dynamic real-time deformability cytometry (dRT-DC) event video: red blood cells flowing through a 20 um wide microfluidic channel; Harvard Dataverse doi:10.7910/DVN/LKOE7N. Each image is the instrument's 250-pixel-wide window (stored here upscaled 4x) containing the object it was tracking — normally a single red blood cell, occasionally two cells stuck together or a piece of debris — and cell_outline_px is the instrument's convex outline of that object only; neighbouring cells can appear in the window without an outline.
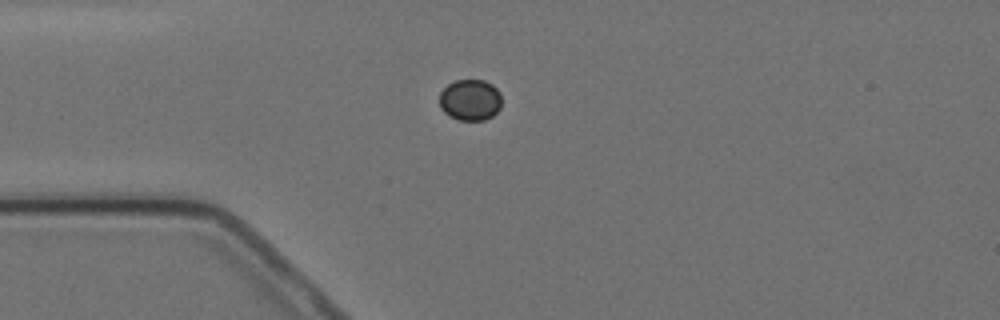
{"species": "Egyptian fruit bat (a non-hibernating species)", "species_latin": "Rousettus aegyptiacus", "temperature_condition": "cold", "stored_images_in_passage": 12, "camera_frame_rate_fps": 3000, "um_per_image_px": 0.085, "animal": {"sex": "female"}, "frame": {"image": 1, "passage_image": 1, "time_ms": 0.0, "image_size_px": [1000, 320], "cell_outline_px": [[500, 108], [492, 116], [484, 120], [456, 120], [448, 116], [440, 108], [440, 92], [448, 84], [456, 80], [484, 80], [492, 84], [500, 92]], "centroid_in_image_um": [39.95, 8.5], "position_along_channel_um": 45.0, "area_um2": 15.03}}
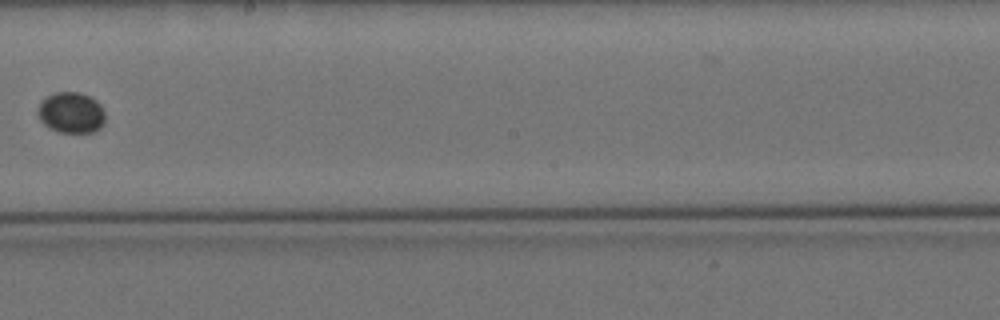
{"frame": {"image": 2, "passage_image": 6, "time_ms": 6.0, "image_size_px": [1000, 320], "cell_outline_px": [[104, 124], [96, 132], [60, 132], [48, 128], [40, 120], [36, 112], [40, 100], [56, 92], [80, 92], [96, 100], [100, 104], [104, 112]], "centroid_in_image_um": [6.03, 9.58], "position_along_channel_um": 242.2, "area_um2": 16.24}}
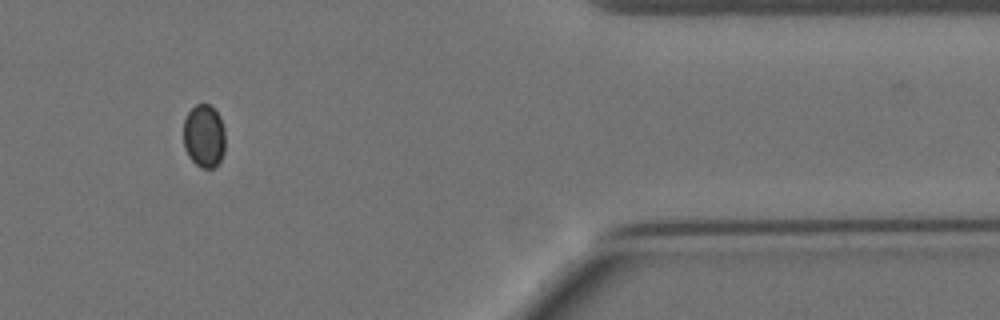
{"frame": {"image": 3, "passage_image": 10, "time_ms": 11.333, "image_size_px": [1000, 320], "cell_outline_px": [[224, 152], [220, 160], [212, 168], [200, 168], [188, 156], [184, 148], [184, 120], [188, 112], [196, 104], [208, 104], [220, 116], [224, 128]], "centroid_in_image_um": [17.33, 11.56], "position_along_channel_um": 394.1, "area_um2": 15.32}, "authors_computed_cell_mechanics": {"area_um2": 15.8372, "velocity_mm_per_s": 3.4942, "shape_relaxation_time_tau1_ms": null, "shape_relaxation_time_tau2_ms": 0.0296, "deformation_change_tau1": null, "deformation_change_tau2": 0.0013}}